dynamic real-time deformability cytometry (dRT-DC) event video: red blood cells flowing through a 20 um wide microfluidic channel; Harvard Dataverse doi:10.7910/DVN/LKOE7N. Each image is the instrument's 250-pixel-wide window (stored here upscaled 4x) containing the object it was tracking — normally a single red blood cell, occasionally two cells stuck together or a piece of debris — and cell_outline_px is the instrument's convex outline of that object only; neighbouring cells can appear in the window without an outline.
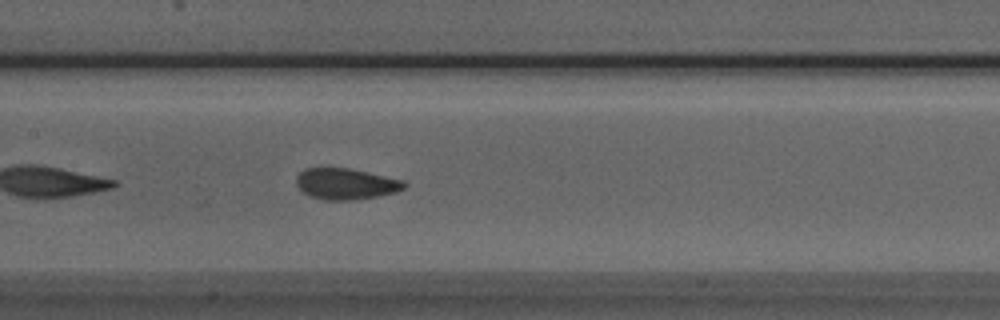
{"species": "Egyptian fruit bat (a non-hibernating species)", "species_latin": "Rousettus aegyptiacus", "temperature_condition": "room temperature", "stored_images_in_passage": 39, "camera_frame_rate_fps": 3000, "um_per_image_px": 0.085, "animal": {"sex": "male"}, "frame": {"image": 1, "passage_image": 11, "time_ms": 3.333, "image_size_px": [1000, 320], "cell_outline_px": [[408, 184], [404, 188], [396, 192], [376, 196], [352, 200], [324, 200], [308, 196], [296, 184], [296, 176], [304, 168], [348, 168], [404, 180]], "centroid_in_image_um": [29.39, 15.63], "position_along_channel_um": 178.0, "area_um2": 19.54}}
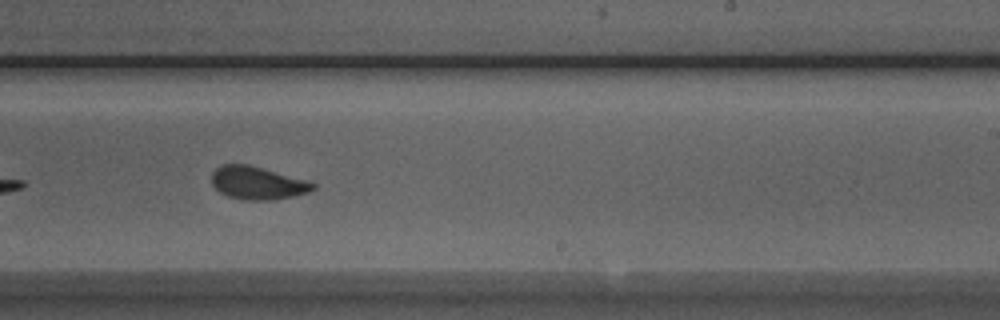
{"frame": {"image": 2, "passage_image": 18, "time_ms": 5.667, "image_size_px": [1000, 320], "cell_outline_px": [[316, 188], [308, 192], [276, 200], [240, 200], [228, 196], [220, 192], [212, 184], [212, 172], [220, 164], [248, 164], [304, 180], [316, 184]], "centroid_in_image_um": [21.84, 15.56], "position_along_channel_um": 267.2, "area_um2": 19.31}}
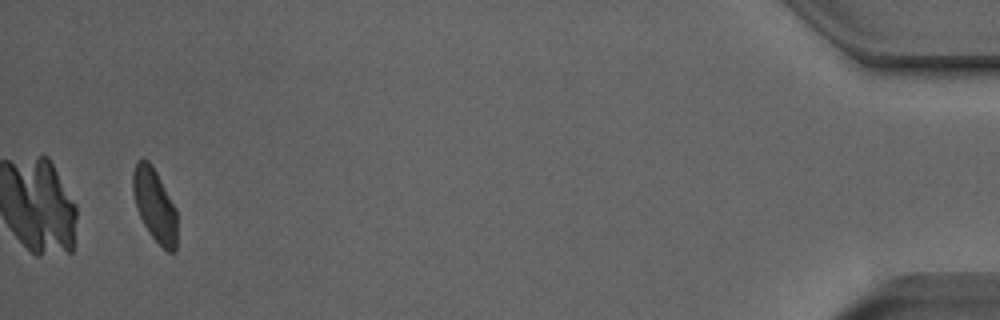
{"frame": {"image": 3, "passage_image": 37, "time_ms": 12.0, "image_size_px": [1000, 320], "cell_outline_px": [[176, 252], [168, 252], [148, 232], [136, 208], [132, 192], [132, 172], [136, 164], [140, 160], [148, 160], [152, 164], [176, 208]], "centroid_in_image_um": [13.14, 17.43], "position_along_channel_um": 422.1, "area_um2": 18.67}, "authors_computed_cell_mechanics": {"area_um2": 19.7098, "velocity_mm_per_s": 3.8272, "shape_relaxation_time_tau1_ms": 3.4942, "shape_relaxation_time_tau2_ms": 1.0949, "deformation_change_tau1": 0.1061, "deformation_change_tau2": 0.0635}}